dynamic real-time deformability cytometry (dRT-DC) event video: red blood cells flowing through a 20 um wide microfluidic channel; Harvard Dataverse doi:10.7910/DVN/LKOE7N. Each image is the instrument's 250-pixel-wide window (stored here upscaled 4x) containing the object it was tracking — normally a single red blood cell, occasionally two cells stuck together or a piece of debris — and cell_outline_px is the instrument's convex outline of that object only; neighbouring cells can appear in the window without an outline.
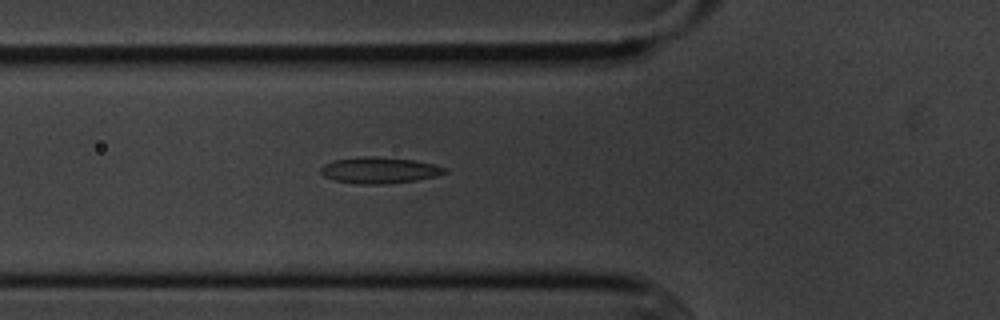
{"species": "common noctule bat (a hibernating species)", "species_latin": "Nyctalus noctula", "temperature_condition": "cold", "stored_images_in_passage": 4, "camera_frame_rate_fps": 3000, "um_per_image_px": 0.085, "animal": {"sex": "male", "body_mass_g": 20.1, "forearm_length_mm": 53.5}, "frame": {"image": 1, "passage_image": 4, "time_ms": 3.333, "image_size_px": [1000, 320], "cell_outline_px": [[448, 172], [436, 176], [416, 180], [380, 184], [360, 184], [332, 180], [324, 176], [320, 172], [320, 168], [324, 164], [332, 160], [364, 156], [376, 156], [412, 160], [432, 164], [448, 168]], "centroid_in_image_um": [32.22, 14.46], "position_along_channel_um": 93.6, "area_um2": 18.96}}